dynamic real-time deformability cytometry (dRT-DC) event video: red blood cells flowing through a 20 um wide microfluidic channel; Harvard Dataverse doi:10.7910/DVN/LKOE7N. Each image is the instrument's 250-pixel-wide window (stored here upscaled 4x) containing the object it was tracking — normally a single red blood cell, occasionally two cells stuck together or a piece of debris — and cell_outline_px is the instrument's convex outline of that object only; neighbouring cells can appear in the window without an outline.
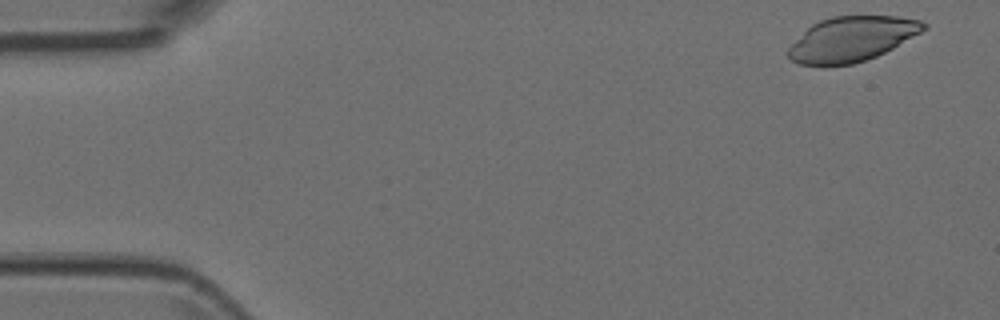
{"species": "Egyptian fruit bat (a non-hibernating species)", "species_latin": "Rousettus aegyptiacus", "temperature_condition": "room temperature", "stored_images_in_passage": 5, "camera_frame_rate_fps": 3000, "um_per_image_px": 0.085, "animal": {"sex": "female"}, "frame": {"image": 1, "passage_image": 1, "time_ms": 0.0, "image_size_px": [1000, 320], "cell_outline_px": [[928, 28], [892, 48], [876, 56], [852, 64], [800, 64], [792, 60], [788, 56], [788, 48], [812, 24], [820, 20], [832, 16], [896, 16], [920, 20], [928, 24]], "centroid_in_image_um": [72.43, 3.29], "position_along_channel_um": 12.6, "area_um2": 34.74}}